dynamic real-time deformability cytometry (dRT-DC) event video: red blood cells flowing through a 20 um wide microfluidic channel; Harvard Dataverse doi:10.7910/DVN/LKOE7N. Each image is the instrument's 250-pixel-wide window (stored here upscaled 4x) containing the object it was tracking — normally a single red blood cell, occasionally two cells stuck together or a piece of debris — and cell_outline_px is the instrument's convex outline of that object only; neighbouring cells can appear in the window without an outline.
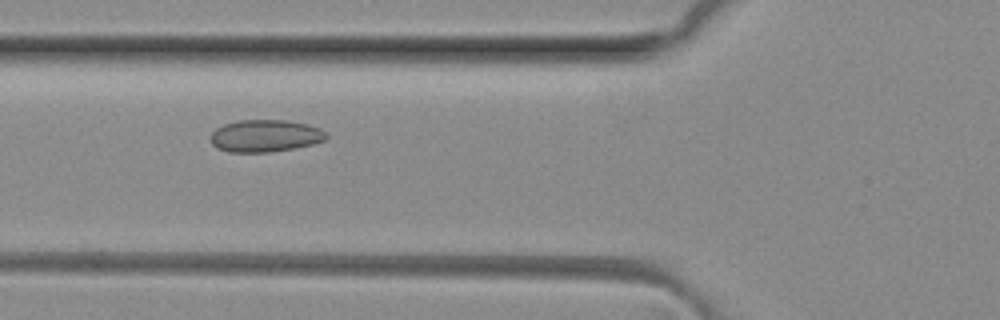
{"species": "common noctule bat (a hibernating species)", "species_latin": "Nyctalus noctula", "temperature_condition": "room temperature", "stored_images_in_passage": 8, "camera_frame_rate_fps": 3000, "um_per_image_px": 0.085, "animal": {"sex": "female", "body_mass_g": 29.2, "forearm_length_mm": 56.3}, "frame": {"image": 1, "passage_image": 6, "time_ms": 1.667, "image_size_px": [1000, 320], "cell_outline_px": [[328, 136], [324, 140], [312, 144], [292, 148], [268, 152], [228, 152], [216, 148], [212, 144], [208, 136], [216, 128], [224, 124], [236, 120], [288, 120], [308, 124], [320, 128]], "centroid_in_image_um": [22.49, 11.54], "position_along_channel_um": 103.3, "area_um2": 21.85}}
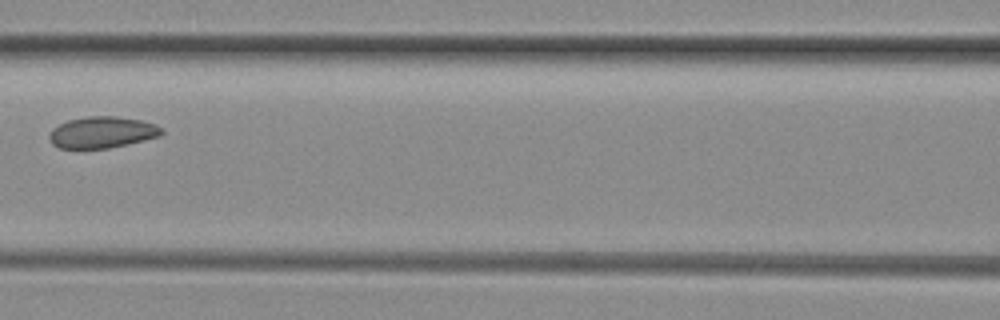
{"frame": {"image": 2, "passage_image": 7, "time_ms": 2.0, "image_size_px": [1000, 320], "cell_outline_px": [[164, 132], [160, 136], [144, 140], [108, 148], [60, 148], [52, 144], [48, 136], [52, 128], [68, 120], [88, 116], [116, 116], [140, 120], [156, 124]], "centroid_in_image_um": [8.67, 11.24], "position_along_channel_um": 157.9, "area_um2": 20.46}}
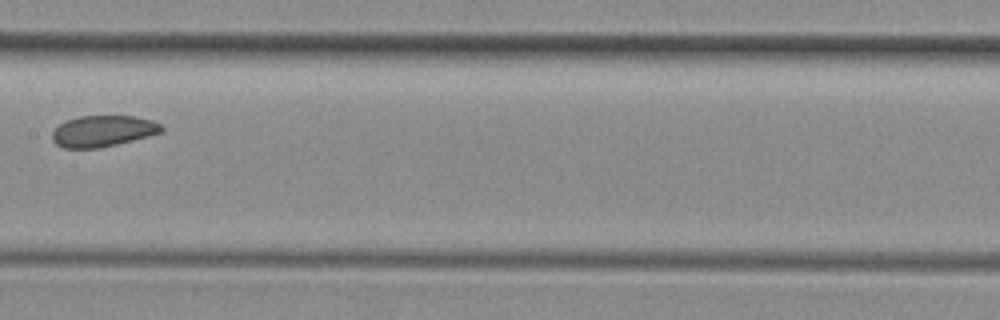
{"frame": {"image": 3, "passage_image": 8, "time_ms": 2.333, "image_size_px": [1000, 320], "cell_outline_px": [[164, 132], [100, 148], [64, 148], [56, 144], [52, 140], [52, 132], [60, 124], [68, 120], [80, 116], [136, 116], [152, 120], [160, 124], [164, 128]], "centroid_in_image_um": [8.77, 11.14], "position_along_channel_um": 198.6, "area_um2": 19.83}}